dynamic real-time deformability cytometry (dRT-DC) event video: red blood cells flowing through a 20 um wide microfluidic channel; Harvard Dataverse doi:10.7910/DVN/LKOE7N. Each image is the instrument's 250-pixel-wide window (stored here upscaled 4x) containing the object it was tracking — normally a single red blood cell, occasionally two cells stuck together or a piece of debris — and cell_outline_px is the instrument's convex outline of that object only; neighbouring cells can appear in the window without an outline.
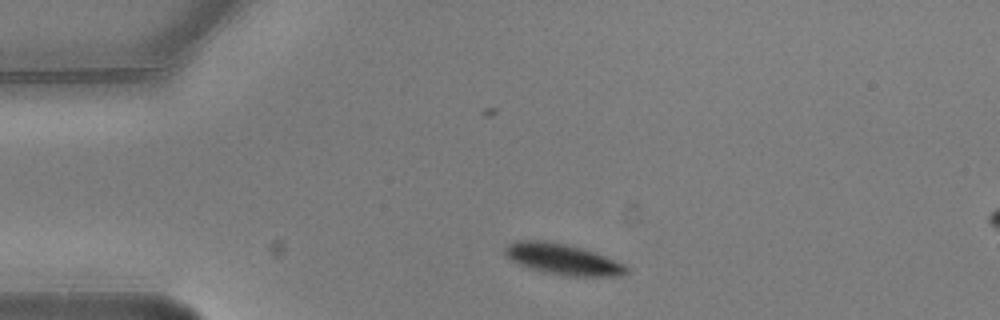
{"species": "common noctule bat (a hibernating species)", "species_latin": "Nyctalus noctula", "temperature_condition": "warm", "stored_images_in_passage": 3, "segment_of_instrument_passage": [1, 2], "camera_frame_rate_fps": 3000, "um_per_image_px": 0.085, "animal": {"sex": "male", "body_mass_g": 20.5, "forearm_length_mm": 52.5}, "frame": {"image": 1, "passage_image": 1, "time_ms": 0.0, "image_size_px": [1000, 320], "cell_outline_px": [[628, 272], [620, 276], [568, 276], [548, 272], [516, 264], [504, 252], [504, 248], [508, 244], [516, 240], [544, 240], [564, 244], [580, 248], [592, 252], [624, 264], [628, 268]], "centroid_in_image_um": [47.8, 22.03], "position_along_channel_um": 37.2, "area_um2": 21.39}}